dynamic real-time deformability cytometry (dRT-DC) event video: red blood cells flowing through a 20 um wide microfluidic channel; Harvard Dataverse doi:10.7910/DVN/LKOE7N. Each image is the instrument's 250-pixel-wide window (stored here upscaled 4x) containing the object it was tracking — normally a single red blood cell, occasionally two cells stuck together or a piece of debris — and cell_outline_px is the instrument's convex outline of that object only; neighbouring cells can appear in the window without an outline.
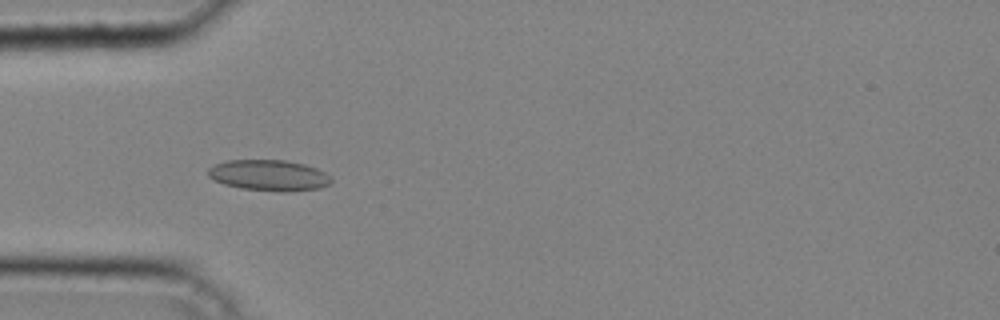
{"species": "common noctule bat (a hibernating species)", "species_latin": "Nyctalus noctula", "temperature_condition": "cold", "stored_images_in_passage": 38, "camera_frame_rate_fps": 3000, "um_per_image_px": 0.085, "animal": {"sex": "male", "body_mass_g": 20.4}, "frame": {"image": 1, "passage_image": 10, "time_ms": 3.0, "image_size_px": [1000, 320], "cell_outline_px": [[332, 180], [328, 184], [320, 188], [292, 192], [280, 192], [240, 188], [224, 184], [208, 176], [208, 168], [216, 164], [228, 160], [284, 160], [304, 164], [316, 168], [332, 176]], "centroid_in_image_um": [22.89, 14.91], "position_along_channel_um": 62.1, "area_um2": 22.25}}
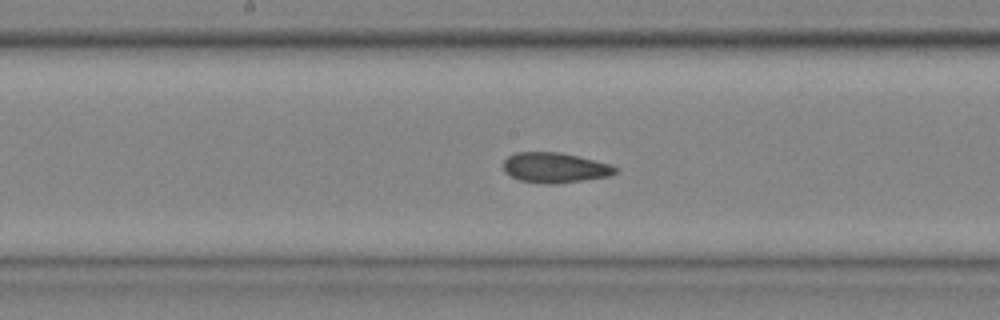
{"frame": {"image": 2, "passage_image": 19, "time_ms": 6.0, "image_size_px": [1000, 320], "cell_outline_px": [[616, 172], [612, 176], [556, 184], [548, 184], [520, 180], [504, 172], [504, 160], [508, 156], [516, 152], [560, 152], [612, 164], [616, 168]], "centroid_in_image_um": [47.18, 14.25], "position_along_channel_um": 201.0, "area_um2": 19.71}}
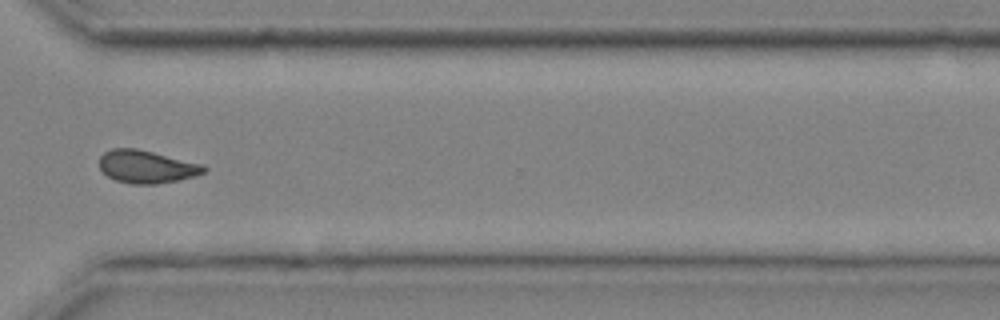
{"frame": {"image": 3, "passage_image": 29, "time_ms": 9.333, "image_size_px": [1000, 320], "cell_outline_px": [[208, 168], [204, 172], [196, 176], [180, 180], [156, 184], [132, 184], [116, 180], [108, 176], [100, 168], [100, 156], [104, 152], [112, 148], [136, 148], [204, 164]], "centroid_in_image_um": [12.49, 14.17], "position_along_channel_um": 358.1, "area_um2": 20.06}}